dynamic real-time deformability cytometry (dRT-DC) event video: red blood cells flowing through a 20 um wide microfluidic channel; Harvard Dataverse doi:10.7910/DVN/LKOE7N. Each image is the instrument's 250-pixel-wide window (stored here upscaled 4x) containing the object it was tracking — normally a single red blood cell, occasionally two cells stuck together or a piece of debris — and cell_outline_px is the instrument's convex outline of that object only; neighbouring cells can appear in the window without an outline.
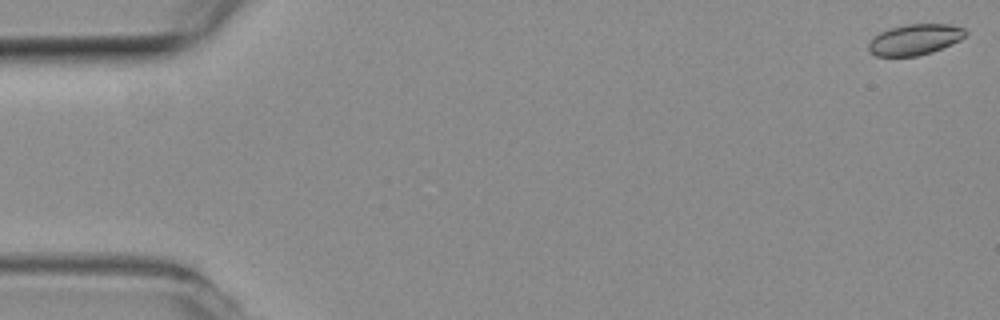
{"species": "common noctule bat (a hibernating species)", "species_latin": "Nyctalus noctula", "temperature_condition": "room temperature", "stored_images_in_passage": 7, "camera_frame_rate_fps": 3000, "um_per_image_px": 0.085, "animal": {"sex": "female", "body_mass_g": 19.3, "forearm_length_mm": 54.1}, "frame": {"image": 1, "passage_image": 1, "time_ms": 0.0, "image_size_px": [1000, 320], "cell_outline_px": [[968, 32], [960, 40], [952, 44], [932, 52], [916, 56], [876, 56], [868, 48], [868, 44], [872, 36], [888, 28], [904, 24], [952, 24], [964, 28]], "centroid_in_image_um": [77.76, 3.34], "position_along_channel_um": 7.2, "area_um2": 17.57}}